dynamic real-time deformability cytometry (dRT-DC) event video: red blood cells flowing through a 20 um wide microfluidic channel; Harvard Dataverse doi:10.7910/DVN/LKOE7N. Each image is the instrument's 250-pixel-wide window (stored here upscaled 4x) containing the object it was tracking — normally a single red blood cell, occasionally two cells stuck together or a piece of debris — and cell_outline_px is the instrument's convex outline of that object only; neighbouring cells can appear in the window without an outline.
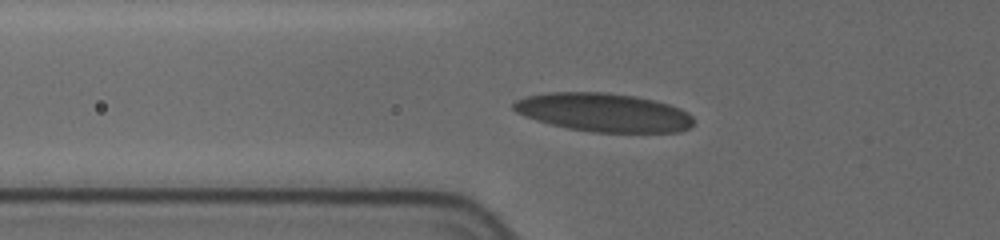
{"species": "human", "species_latin": "Homo sapiens", "temperature_condition": "cold", "stored_images_in_passage": 71, "camera_frame_rate_fps": 3000, "um_per_image_px": 0.085, "donor": {"sex": "female"}, "frame": {"image": 1, "passage_image": 3, "time_ms": 0.333, "image_size_px": [1000, 240], "cell_outline_px": [[692, 124], [688, 128], [680, 132], [592, 132], [568, 128], [536, 120], [524, 116], [516, 112], [512, 108], [512, 104], [516, 100], [524, 96], [548, 92], [608, 92], [636, 96], [668, 104], [680, 108], [688, 112], [692, 116]], "centroid_in_image_um": [51.28, 9.55], "position_along_channel_um": 74.5, "area_um2": 40.52}}
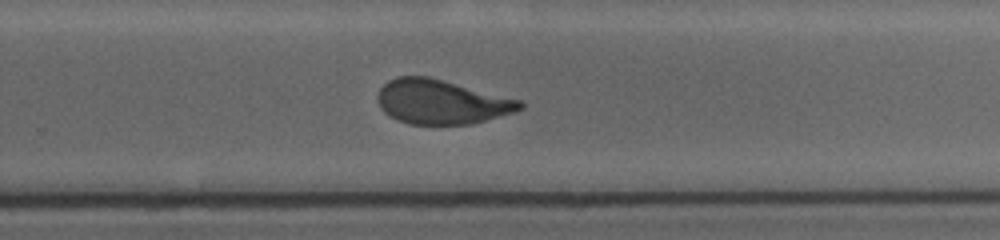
{"frame": {"image": 2, "passage_image": 39, "time_ms": 6.333, "image_size_px": [1000, 240], "cell_outline_px": [[524, 108], [512, 112], [472, 124], [408, 124], [388, 116], [380, 108], [376, 100], [376, 96], [380, 88], [388, 80], [396, 76], [428, 76], [444, 80], [520, 100], [524, 104]], "centroid_in_image_um": [37.46, 8.65], "position_along_channel_um": 292.3, "area_um2": 36.82}}
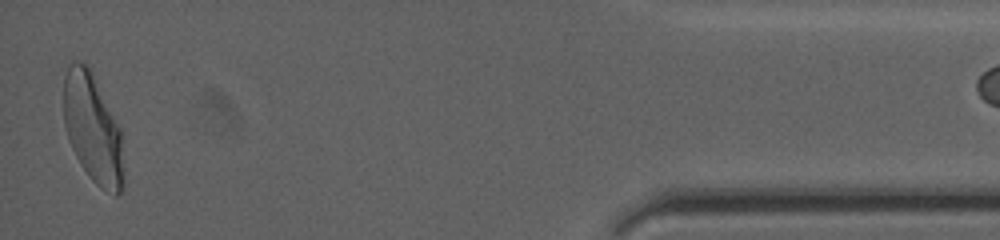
{"frame": {"image": 3, "passage_image": 69, "time_ms": 11.667, "image_size_px": [1000, 240], "cell_outline_px": [[124, 188], [116, 196], [100, 188], [92, 180], [80, 164], [68, 140], [64, 124], [64, 76], [68, 64], [72, 60], [84, 64], [92, 72], [120, 128], [124, 168]], "centroid_in_image_um": [7.89, 10.97], "position_along_channel_um": 427.3, "area_um2": 38.21}}